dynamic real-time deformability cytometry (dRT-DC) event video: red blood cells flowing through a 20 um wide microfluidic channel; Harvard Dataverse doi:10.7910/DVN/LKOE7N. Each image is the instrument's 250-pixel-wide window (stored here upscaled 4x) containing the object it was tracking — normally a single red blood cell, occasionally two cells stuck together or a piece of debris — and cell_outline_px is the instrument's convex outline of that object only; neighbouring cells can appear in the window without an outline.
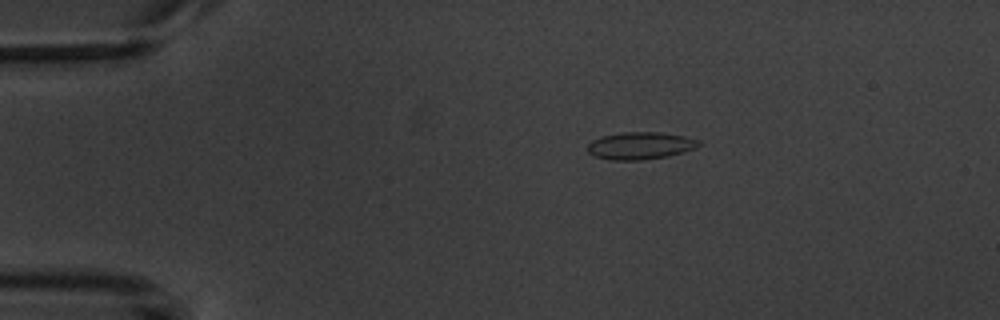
{"species": "common noctule bat (a hibernating species)", "species_latin": "Nyctalus noctula", "temperature_condition": "warm", "stored_images_in_passage": 6, "camera_frame_rate_fps": 3000, "um_per_image_px": 0.085, "animal": {"sex": "male", "body_mass_g": 20.1, "forearm_length_mm": 53.5}, "frame": {"image": 1, "passage_image": 3, "time_ms": 2.333, "image_size_px": [1000, 320], "cell_outline_px": [[700, 144], [696, 148], [668, 156], [640, 160], [612, 160], [596, 156], [588, 152], [588, 144], [592, 140], [600, 136], [624, 132], [656, 132], [684, 136], [700, 140]], "centroid_in_image_um": [54.42, 12.38], "position_along_channel_um": 30.6, "area_um2": 17.57}}
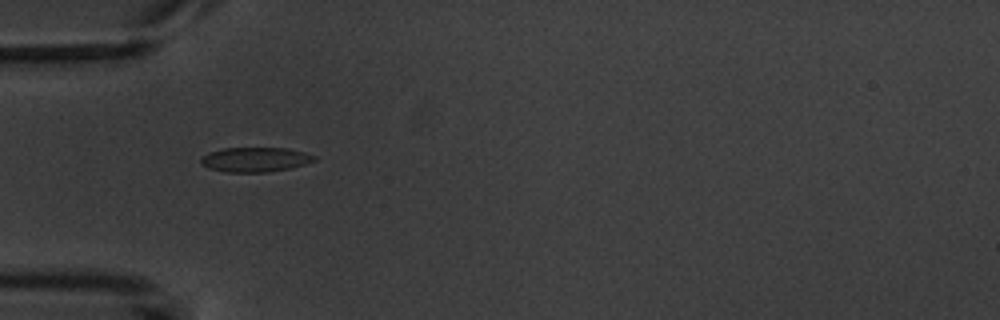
{"frame": {"image": 2, "passage_image": 5, "time_ms": 4.667, "image_size_px": [1000, 320], "cell_outline_px": [[316, 160], [292, 168], [268, 172], [224, 172], [208, 168], [200, 164], [200, 156], [208, 152], [224, 148], [288, 148], [304, 152], [316, 156]], "centroid_in_image_um": [21.65, 13.56], "position_along_channel_um": 63.3, "area_um2": 16.47}}